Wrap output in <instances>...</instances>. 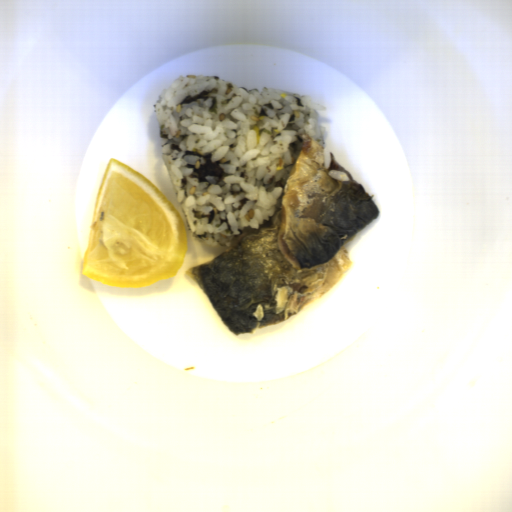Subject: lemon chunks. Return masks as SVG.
I'll return each mask as SVG.
<instances>
[{
	"instance_id": "e0be4373",
	"label": "lemon chunks",
	"mask_w": 512,
	"mask_h": 512,
	"mask_svg": "<svg viewBox=\"0 0 512 512\" xmlns=\"http://www.w3.org/2000/svg\"><path fill=\"white\" fill-rule=\"evenodd\" d=\"M188 238L173 203L143 174L110 158L99 185L82 274L140 288L177 276Z\"/></svg>"
}]
</instances>
